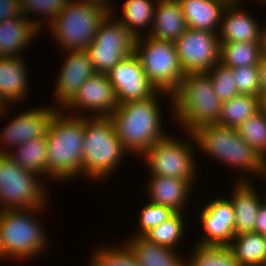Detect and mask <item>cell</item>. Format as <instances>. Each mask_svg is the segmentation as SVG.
<instances>
[{
	"instance_id": "obj_1",
	"label": "cell",
	"mask_w": 266,
	"mask_h": 266,
	"mask_svg": "<svg viewBox=\"0 0 266 266\" xmlns=\"http://www.w3.org/2000/svg\"><path fill=\"white\" fill-rule=\"evenodd\" d=\"M68 113L58 109L46 132L47 177L53 180L65 181L82 174L84 116Z\"/></svg>"
},
{
	"instance_id": "obj_2",
	"label": "cell",
	"mask_w": 266,
	"mask_h": 266,
	"mask_svg": "<svg viewBox=\"0 0 266 266\" xmlns=\"http://www.w3.org/2000/svg\"><path fill=\"white\" fill-rule=\"evenodd\" d=\"M159 94L168 98L172 96L156 91L147 99L120 103L111 114L115 133L128 153L142 156L155 142L166 136L161 126V108L157 101Z\"/></svg>"
},
{
	"instance_id": "obj_3",
	"label": "cell",
	"mask_w": 266,
	"mask_h": 266,
	"mask_svg": "<svg viewBox=\"0 0 266 266\" xmlns=\"http://www.w3.org/2000/svg\"><path fill=\"white\" fill-rule=\"evenodd\" d=\"M170 98L173 118L186 133L219 122L222 102L207 72L186 73Z\"/></svg>"
},
{
	"instance_id": "obj_4",
	"label": "cell",
	"mask_w": 266,
	"mask_h": 266,
	"mask_svg": "<svg viewBox=\"0 0 266 266\" xmlns=\"http://www.w3.org/2000/svg\"><path fill=\"white\" fill-rule=\"evenodd\" d=\"M198 149L244 173L263 176L266 161L238 133L237 128L218 123L201 126L192 132Z\"/></svg>"
},
{
	"instance_id": "obj_5",
	"label": "cell",
	"mask_w": 266,
	"mask_h": 266,
	"mask_svg": "<svg viewBox=\"0 0 266 266\" xmlns=\"http://www.w3.org/2000/svg\"><path fill=\"white\" fill-rule=\"evenodd\" d=\"M86 114L88 112L82 115L84 116L82 175L92 178V181L105 180V177L116 171L128 152L116 135L110 117H90Z\"/></svg>"
},
{
	"instance_id": "obj_6",
	"label": "cell",
	"mask_w": 266,
	"mask_h": 266,
	"mask_svg": "<svg viewBox=\"0 0 266 266\" xmlns=\"http://www.w3.org/2000/svg\"><path fill=\"white\" fill-rule=\"evenodd\" d=\"M42 210L44 206L0 211L1 261L9 258L30 259L46 251L47 235L35 216L37 211Z\"/></svg>"
},
{
	"instance_id": "obj_7",
	"label": "cell",
	"mask_w": 266,
	"mask_h": 266,
	"mask_svg": "<svg viewBox=\"0 0 266 266\" xmlns=\"http://www.w3.org/2000/svg\"><path fill=\"white\" fill-rule=\"evenodd\" d=\"M110 11L101 5L69 0L59 15L47 26L62 50H86L101 22Z\"/></svg>"
},
{
	"instance_id": "obj_8",
	"label": "cell",
	"mask_w": 266,
	"mask_h": 266,
	"mask_svg": "<svg viewBox=\"0 0 266 266\" xmlns=\"http://www.w3.org/2000/svg\"><path fill=\"white\" fill-rule=\"evenodd\" d=\"M134 53L156 91L172 95L178 89L185 74L180 66L174 42L158 40L147 35L145 38L141 35L136 38Z\"/></svg>"
},
{
	"instance_id": "obj_9",
	"label": "cell",
	"mask_w": 266,
	"mask_h": 266,
	"mask_svg": "<svg viewBox=\"0 0 266 266\" xmlns=\"http://www.w3.org/2000/svg\"><path fill=\"white\" fill-rule=\"evenodd\" d=\"M42 185L41 176L0 154V211L46 206L48 194Z\"/></svg>"
},
{
	"instance_id": "obj_10",
	"label": "cell",
	"mask_w": 266,
	"mask_h": 266,
	"mask_svg": "<svg viewBox=\"0 0 266 266\" xmlns=\"http://www.w3.org/2000/svg\"><path fill=\"white\" fill-rule=\"evenodd\" d=\"M187 134L190 136L188 141H180V138L166 135L142 155L149 166V175L178 178L188 181L191 185L194 184V178H198L195 173L196 150L193 149L195 148L193 144L196 142L192 133Z\"/></svg>"
},
{
	"instance_id": "obj_11",
	"label": "cell",
	"mask_w": 266,
	"mask_h": 266,
	"mask_svg": "<svg viewBox=\"0 0 266 266\" xmlns=\"http://www.w3.org/2000/svg\"><path fill=\"white\" fill-rule=\"evenodd\" d=\"M113 18L110 12L86 49L95 73L107 74L119 61L134 53L136 37L119 20L112 21Z\"/></svg>"
},
{
	"instance_id": "obj_12",
	"label": "cell",
	"mask_w": 266,
	"mask_h": 266,
	"mask_svg": "<svg viewBox=\"0 0 266 266\" xmlns=\"http://www.w3.org/2000/svg\"><path fill=\"white\" fill-rule=\"evenodd\" d=\"M218 34V32L187 28L174 42L184 74L208 72L219 62Z\"/></svg>"
},
{
	"instance_id": "obj_13",
	"label": "cell",
	"mask_w": 266,
	"mask_h": 266,
	"mask_svg": "<svg viewBox=\"0 0 266 266\" xmlns=\"http://www.w3.org/2000/svg\"><path fill=\"white\" fill-rule=\"evenodd\" d=\"M118 105L114 88L108 76L95 73L92 77L86 79L75 96L62 109L66 112L74 111V114L71 115H78L77 113L81 112L82 109L83 112L90 110L88 111L90 114L87 115L90 117L91 114L92 117H110L118 108ZM74 109L79 112H75Z\"/></svg>"
},
{
	"instance_id": "obj_14",
	"label": "cell",
	"mask_w": 266,
	"mask_h": 266,
	"mask_svg": "<svg viewBox=\"0 0 266 266\" xmlns=\"http://www.w3.org/2000/svg\"><path fill=\"white\" fill-rule=\"evenodd\" d=\"M106 75L114 88L118 104L144 100L156 92L135 53L119 61Z\"/></svg>"
},
{
	"instance_id": "obj_15",
	"label": "cell",
	"mask_w": 266,
	"mask_h": 266,
	"mask_svg": "<svg viewBox=\"0 0 266 266\" xmlns=\"http://www.w3.org/2000/svg\"><path fill=\"white\" fill-rule=\"evenodd\" d=\"M37 108L21 112L5 125L0 133V143L4 145V147L0 145V154H8L10 150L7 147L15 148L26 141L46 135L50 121L59 108L54 106Z\"/></svg>"
},
{
	"instance_id": "obj_16",
	"label": "cell",
	"mask_w": 266,
	"mask_h": 266,
	"mask_svg": "<svg viewBox=\"0 0 266 266\" xmlns=\"http://www.w3.org/2000/svg\"><path fill=\"white\" fill-rule=\"evenodd\" d=\"M199 214L204 235L197 244L228 246L234 236V210L230 200L216 197Z\"/></svg>"
},
{
	"instance_id": "obj_17",
	"label": "cell",
	"mask_w": 266,
	"mask_h": 266,
	"mask_svg": "<svg viewBox=\"0 0 266 266\" xmlns=\"http://www.w3.org/2000/svg\"><path fill=\"white\" fill-rule=\"evenodd\" d=\"M68 55L58 74L55 88V100L62 109L77 93L87 78L95 74L87 50L65 51ZM60 103V104H59Z\"/></svg>"
},
{
	"instance_id": "obj_18",
	"label": "cell",
	"mask_w": 266,
	"mask_h": 266,
	"mask_svg": "<svg viewBox=\"0 0 266 266\" xmlns=\"http://www.w3.org/2000/svg\"><path fill=\"white\" fill-rule=\"evenodd\" d=\"M243 0H230L224 7L218 34L220 42H260L262 25L241 7Z\"/></svg>"
},
{
	"instance_id": "obj_19",
	"label": "cell",
	"mask_w": 266,
	"mask_h": 266,
	"mask_svg": "<svg viewBox=\"0 0 266 266\" xmlns=\"http://www.w3.org/2000/svg\"><path fill=\"white\" fill-rule=\"evenodd\" d=\"M247 178L241 177L236 181L229 199L234 210V235L254 232L258 210L265 201L261 200L254 184Z\"/></svg>"
},
{
	"instance_id": "obj_20",
	"label": "cell",
	"mask_w": 266,
	"mask_h": 266,
	"mask_svg": "<svg viewBox=\"0 0 266 266\" xmlns=\"http://www.w3.org/2000/svg\"><path fill=\"white\" fill-rule=\"evenodd\" d=\"M23 58L0 57V101L7 107L21 102L28 94V70Z\"/></svg>"
},
{
	"instance_id": "obj_21",
	"label": "cell",
	"mask_w": 266,
	"mask_h": 266,
	"mask_svg": "<svg viewBox=\"0 0 266 266\" xmlns=\"http://www.w3.org/2000/svg\"><path fill=\"white\" fill-rule=\"evenodd\" d=\"M148 183L149 201L182 212L189 201L193 185L188 181L166 176H151Z\"/></svg>"
},
{
	"instance_id": "obj_22",
	"label": "cell",
	"mask_w": 266,
	"mask_h": 266,
	"mask_svg": "<svg viewBox=\"0 0 266 266\" xmlns=\"http://www.w3.org/2000/svg\"><path fill=\"white\" fill-rule=\"evenodd\" d=\"M156 5L152 27L147 35L158 40L175 42L188 28L180 2L159 1Z\"/></svg>"
},
{
	"instance_id": "obj_23",
	"label": "cell",
	"mask_w": 266,
	"mask_h": 266,
	"mask_svg": "<svg viewBox=\"0 0 266 266\" xmlns=\"http://www.w3.org/2000/svg\"><path fill=\"white\" fill-rule=\"evenodd\" d=\"M39 30L27 17L10 18L0 22V57H22Z\"/></svg>"
},
{
	"instance_id": "obj_24",
	"label": "cell",
	"mask_w": 266,
	"mask_h": 266,
	"mask_svg": "<svg viewBox=\"0 0 266 266\" xmlns=\"http://www.w3.org/2000/svg\"><path fill=\"white\" fill-rule=\"evenodd\" d=\"M187 27L219 32L224 7L230 0H178Z\"/></svg>"
},
{
	"instance_id": "obj_25",
	"label": "cell",
	"mask_w": 266,
	"mask_h": 266,
	"mask_svg": "<svg viewBox=\"0 0 266 266\" xmlns=\"http://www.w3.org/2000/svg\"><path fill=\"white\" fill-rule=\"evenodd\" d=\"M140 266H186V258L178 254L177 249L158 245L143 236H132L125 241Z\"/></svg>"
},
{
	"instance_id": "obj_26",
	"label": "cell",
	"mask_w": 266,
	"mask_h": 266,
	"mask_svg": "<svg viewBox=\"0 0 266 266\" xmlns=\"http://www.w3.org/2000/svg\"><path fill=\"white\" fill-rule=\"evenodd\" d=\"M15 149V152L11 151L7 154L15 163L23 169L41 175V177L42 175L47 177L46 135L26 141Z\"/></svg>"
},
{
	"instance_id": "obj_27",
	"label": "cell",
	"mask_w": 266,
	"mask_h": 266,
	"mask_svg": "<svg viewBox=\"0 0 266 266\" xmlns=\"http://www.w3.org/2000/svg\"><path fill=\"white\" fill-rule=\"evenodd\" d=\"M228 247L240 266H264L263 235L255 232L234 235Z\"/></svg>"
},
{
	"instance_id": "obj_28",
	"label": "cell",
	"mask_w": 266,
	"mask_h": 266,
	"mask_svg": "<svg viewBox=\"0 0 266 266\" xmlns=\"http://www.w3.org/2000/svg\"><path fill=\"white\" fill-rule=\"evenodd\" d=\"M260 42H220L219 62L227 67L257 66Z\"/></svg>"
},
{
	"instance_id": "obj_29",
	"label": "cell",
	"mask_w": 266,
	"mask_h": 266,
	"mask_svg": "<svg viewBox=\"0 0 266 266\" xmlns=\"http://www.w3.org/2000/svg\"><path fill=\"white\" fill-rule=\"evenodd\" d=\"M259 111L258 96L238 94L222 102L218 124L238 128L242 122Z\"/></svg>"
},
{
	"instance_id": "obj_30",
	"label": "cell",
	"mask_w": 266,
	"mask_h": 266,
	"mask_svg": "<svg viewBox=\"0 0 266 266\" xmlns=\"http://www.w3.org/2000/svg\"><path fill=\"white\" fill-rule=\"evenodd\" d=\"M155 0H126L123 3L121 18L118 19L134 37H140V29L152 27ZM151 23V24H150Z\"/></svg>"
},
{
	"instance_id": "obj_31",
	"label": "cell",
	"mask_w": 266,
	"mask_h": 266,
	"mask_svg": "<svg viewBox=\"0 0 266 266\" xmlns=\"http://www.w3.org/2000/svg\"><path fill=\"white\" fill-rule=\"evenodd\" d=\"M184 212H175L170 218L156 227L151 228L146 232L143 237L148 241L156 243L158 245L167 246L173 249H177V245L180 244L185 231ZM176 247V248H175Z\"/></svg>"
},
{
	"instance_id": "obj_32",
	"label": "cell",
	"mask_w": 266,
	"mask_h": 266,
	"mask_svg": "<svg viewBox=\"0 0 266 266\" xmlns=\"http://www.w3.org/2000/svg\"><path fill=\"white\" fill-rule=\"evenodd\" d=\"M192 252L186 266H240L228 246L196 244Z\"/></svg>"
},
{
	"instance_id": "obj_33",
	"label": "cell",
	"mask_w": 266,
	"mask_h": 266,
	"mask_svg": "<svg viewBox=\"0 0 266 266\" xmlns=\"http://www.w3.org/2000/svg\"><path fill=\"white\" fill-rule=\"evenodd\" d=\"M239 135L266 161V116L260 111L237 128Z\"/></svg>"
},
{
	"instance_id": "obj_34",
	"label": "cell",
	"mask_w": 266,
	"mask_h": 266,
	"mask_svg": "<svg viewBox=\"0 0 266 266\" xmlns=\"http://www.w3.org/2000/svg\"><path fill=\"white\" fill-rule=\"evenodd\" d=\"M99 248L93 253L89 266H140L125 244L122 247L110 248L108 245Z\"/></svg>"
},
{
	"instance_id": "obj_35",
	"label": "cell",
	"mask_w": 266,
	"mask_h": 266,
	"mask_svg": "<svg viewBox=\"0 0 266 266\" xmlns=\"http://www.w3.org/2000/svg\"><path fill=\"white\" fill-rule=\"evenodd\" d=\"M24 12V16L27 17L31 22L40 30H42V24L44 20L30 18L29 14L34 15L42 14L44 16L45 22H48L44 25H49L62 11V9L67 5L69 0H20ZM47 15V16H45ZM29 16V17H28ZM47 17V18H46ZM34 19V20H33ZM49 19V20H48ZM40 21V22H39Z\"/></svg>"
},
{
	"instance_id": "obj_36",
	"label": "cell",
	"mask_w": 266,
	"mask_h": 266,
	"mask_svg": "<svg viewBox=\"0 0 266 266\" xmlns=\"http://www.w3.org/2000/svg\"><path fill=\"white\" fill-rule=\"evenodd\" d=\"M207 73L211 77L214 92L221 102L228 101L239 94L232 68L218 62Z\"/></svg>"
},
{
	"instance_id": "obj_37",
	"label": "cell",
	"mask_w": 266,
	"mask_h": 266,
	"mask_svg": "<svg viewBox=\"0 0 266 266\" xmlns=\"http://www.w3.org/2000/svg\"><path fill=\"white\" fill-rule=\"evenodd\" d=\"M174 213L175 211L167 206L148 202V204L143 206L139 214L140 216L138 219L140 231L137 230V233H133V236H143L151 228L156 227L157 225L166 221Z\"/></svg>"
},
{
	"instance_id": "obj_38",
	"label": "cell",
	"mask_w": 266,
	"mask_h": 266,
	"mask_svg": "<svg viewBox=\"0 0 266 266\" xmlns=\"http://www.w3.org/2000/svg\"><path fill=\"white\" fill-rule=\"evenodd\" d=\"M235 85L239 94H260L259 74L257 66H243L232 68Z\"/></svg>"
},
{
	"instance_id": "obj_39",
	"label": "cell",
	"mask_w": 266,
	"mask_h": 266,
	"mask_svg": "<svg viewBox=\"0 0 266 266\" xmlns=\"http://www.w3.org/2000/svg\"><path fill=\"white\" fill-rule=\"evenodd\" d=\"M19 17H25L20 0H0V22Z\"/></svg>"
},
{
	"instance_id": "obj_40",
	"label": "cell",
	"mask_w": 266,
	"mask_h": 266,
	"mask_svg": "<svg viewBox=\"0 0 266 266\" xmlns=\"http://www.w3.org/2000/svg\"><path fill=\"white\" fill-rule=\"evenodd\" d=\"M254 232L266 235V201H264L257 213Z\"/></svg>"
},
{
	"instance_id": "obj_41",
	"label": "cell",
	"mask_w": 266,
	"mask_h": 266,
	"mask_svg": "<svg viewBox=\"0 0 266 266\" xmlns=\"http://www.w3.org/2000/svg\"><path fill=\"white\" fill-rule=\"evenodd\" d=\"M259 74L260 94L266 93V57L261 56L257 65Z\"/></svg>"
},
{
	"instance_id": "obj_42",
	"label": "cell",
	"mask_w": 266,
	"mask_h": 266,
	"mask_svg": "<svg viewBox=\"0 0 266 266\" xmlns=\"http://www.w3.org/2000/svg\"><path fill=\"white\" fill-rule=\"evenodd\" d=\"M77 1H82V2H89V3H93V4H97V5H101L104 8L108 9L110 12H115L113 10H115L113 7L111 6L109 3V0H77ZM113 8V9H112Z\"/></svg>"
},
{
	"instance_id": "obj_43",
	"label": "cell",
	"mask_w": 266,
	"mask_h": 266,
	"mask_svg": "<svg viewBox=\"0 0 266 266\" xmlns=\"http://www.w3.org/2000/svg\"><path fill=\"white\" fill-rule=\"evenodd\" d=\"M260 47H261V55L266 57V26L261 27Z\"/></svg>"
},
{
	"instance_id": "obj_44",
	"label": "cell",
	"mask_w": 266,
	"mask_h": 266,
	"mask_svg": "<svg viewBox=\"0 0 266 266\" xmlns=\"http://www.w3.org/2000/svg\"><path fill=\"white\" fill-rule=\"evenodd\" d=\"M259 111L266 116V93L258 95Z\"/></svg>"
},
{
	"instance_id": "obj_45",
	"label": "cell",
	"mask_w": 266,
	"mask_h": 266,
	"mask_svg": "<svg viewBox=\"0 0 266 266\" xmlns=\"http://www.w3.org/2000/svg\"><path fill=\"white\" fill-rule=\"evenodd\" d=\"M7 106H5L1 101H0V116L3 117L5 112L7 113ZM3 115V116H2Z\"/></svg>"
},
{
	"instance_id": "obj_46",
	"label": "cell",
	"mask_w": 266,
	"mask_h": 266,
	"mask_svg": "<svg viewBox=\"0 0 266 266\" xmlns=\"http://www.w3.org/2000/svg\"><path fill=\"white\" fill-rule=\"evenodd\" d=\"M264 239V266H266V235H263Z\"/></svg>"
},
{
	"instance_id": "obj_47",
	"label": "cell",
	"mask_w": 266,
	"mask_h": 266,
	"mask_svg": "<svg viewBox=\"0 0 266 266\" xmlns=\"http://www.w3.org/2000/svg\"><path fill=\"white\" fill-rule=\"evenodd\" d=\"M263 177H264V179L266 178V173L262 176V179H263ZM266 194V193H265ZM266 195H265V197H264V200L266 201Z\"/></svg>"
},
{
	"instance_id": "obj_48",
	"label": "cell",
	"mask_w": 266,
	"mask_h": 266,
	"mask_svg": "<svg viewBox=\"0 0 266 266\" xmlns=\"http://www.w3.org/2000/svg\"><path fill=\"white\" fill-rule=\"evenodd\" d=\"M159 1H174V0H155V2H159Z\"/></svg>"
},
{
	"instance_id": "obj_49",
	"label": "cell",
	"mask_w": 266,
	"mask_h": 266,
	"mask_svg": "<svg viewBox=\"0 0 266 266\" xmlns=\"http://www.w3.org/2000/svg\"><path fill=\"white\" fill-rule=\"evenodd\" d=\"M258 1H259V2H262V1H263V2H265V4H266V0H256V2H258Z\"/></svg>"
}]
</instances>
